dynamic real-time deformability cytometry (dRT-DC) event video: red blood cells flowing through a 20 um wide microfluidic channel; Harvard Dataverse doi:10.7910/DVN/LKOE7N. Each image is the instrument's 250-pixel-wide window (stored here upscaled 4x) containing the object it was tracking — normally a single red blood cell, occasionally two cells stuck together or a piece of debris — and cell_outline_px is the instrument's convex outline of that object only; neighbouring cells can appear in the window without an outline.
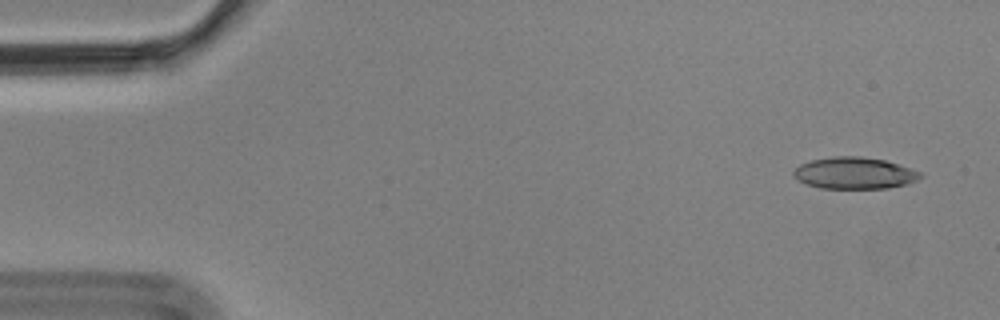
{"species": "Egyptian fruit bat (a non-hibernating species)", "species_latin": "Rousettus aegyptiacus", "temperature_condition": "cold", "stored_images_in_passage": 5, "camera_frame_rate_fps": 3000, "um_per_image_px": 0.085, "animal": {"sex": "male"}, "frame": {"image": 1, "passage_image": 1, "time_ms": 0.0, "image_size_px": [1000, 320], "cell_outline_px": [[924, 176], [908, 184], [888, 188], [820, 188], [808, 184], [792, 176], [792, 172], [800, 164], [812, 160], [832, 156], [860, 156], [884, 160], [924, 172]], "centroid_in_image_um": [72.66, 14.71], "position_along_channel_um": 12.3, "area_um2": 23.47}}
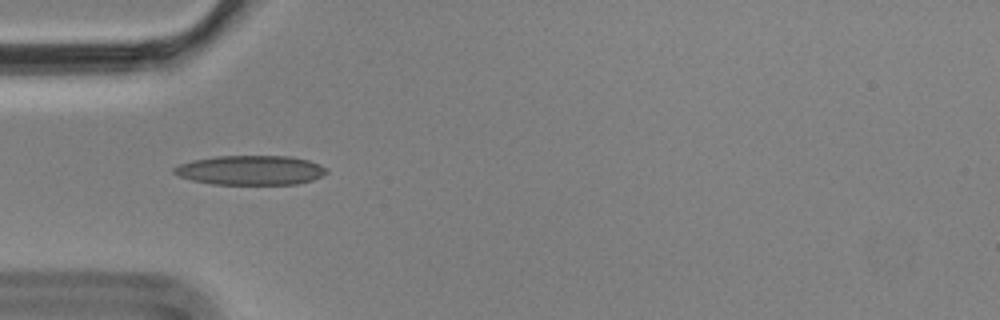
{"frame": {"image": 2, "passage_image": 4, "time_ms": 1.0, "image_size_px": [1000, 320], "cell_outline_px": [[328, 172], [312, 180], [296, 184], [212, 184], [192, 180], [180, 176], [172, 172], [172, 168], [180, 164], [192, 160], [216, 156], [292, 156], [308, 160], [320, 164], [328, 168]], "centroid_in_image_um": [21.31, 14.46], "position_along_channel_um": 63.7, "area_um2": 26.24}}